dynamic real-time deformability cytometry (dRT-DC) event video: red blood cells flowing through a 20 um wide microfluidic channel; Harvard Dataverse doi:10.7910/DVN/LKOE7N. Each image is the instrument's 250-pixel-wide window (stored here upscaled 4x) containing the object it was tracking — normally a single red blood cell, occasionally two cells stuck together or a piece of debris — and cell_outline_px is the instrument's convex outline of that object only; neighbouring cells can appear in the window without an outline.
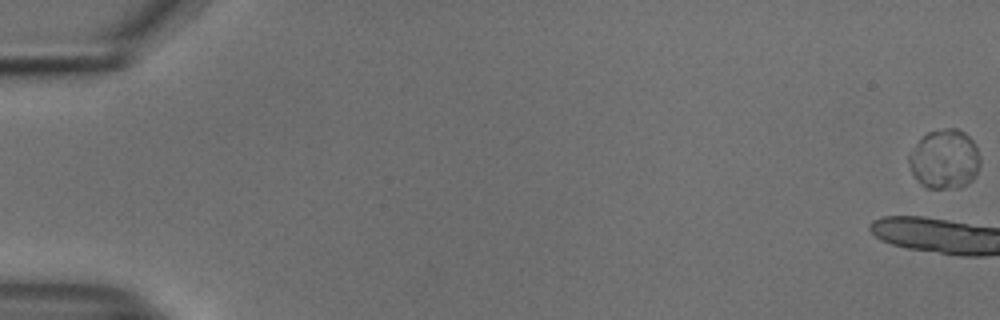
{"species": "common noctule bat (a hibernating species)", "species_latin": "Nyctalus noctula", "temperature_condition": "cold", "stored_images_in_passage": 19, "camera_frame_rate_fps": 3000, "um_per_image_px": 0.085, "animal": {"sex": "male", "body_mass_g": 18.8}, "frame": {"image": 1, "passage_image": 1, "time_ms": 0.0, "image_size_px": [1000, 320], "cell_outline_px": [[980, 164], [972, 180], [968, 184], [960, 188], [928, 188], [912, 172], [908, 164], [908, 156], [920, 140], [928, 132], [948, 128], [956, 128], [964, 132], [976, 144], [980, 156]], "centroid_in_image_um": [80.33, 13.53], "position_along_channel_um": 4.7, "area_um2": 24.39}}